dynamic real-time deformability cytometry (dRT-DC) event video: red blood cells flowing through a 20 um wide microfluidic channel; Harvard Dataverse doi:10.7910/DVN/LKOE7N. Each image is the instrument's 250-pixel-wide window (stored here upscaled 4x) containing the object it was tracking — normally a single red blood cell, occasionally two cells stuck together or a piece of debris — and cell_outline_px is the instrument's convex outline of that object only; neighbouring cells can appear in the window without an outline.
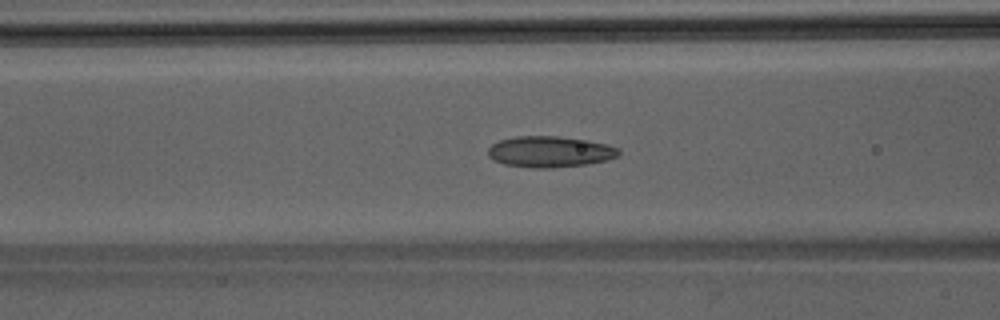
{"species": "Egyptian fruit bat (a non-hibernating species)", "species_latin": "Rousettus aegyptiacus", "temperature_condition": "room temperature", "stored_images_in_passage": 35, "camera_frame_rate_fps": 3000, "um_per_image_px": 0.085, "animal": {"sex": "male"}, "frame": {"image": 1, "passage_image": 7, "time_ms": 2.0, "image_size_px": [1000, 320], "cell_outline_px": [[620, 152], [616, 156], [608, 160], [588, 164], [552, 168], [532, 168], [504, 164], [488, 156], [488, 148], [492, 144], [500, 140], [516, 136], [556, 136], [588, 140], [608, 144], [620, 148]], "centroid_in_image_um": [46.76, 12.89], "position_along_channel_um": 119.8, "area_um2": 23.76}}
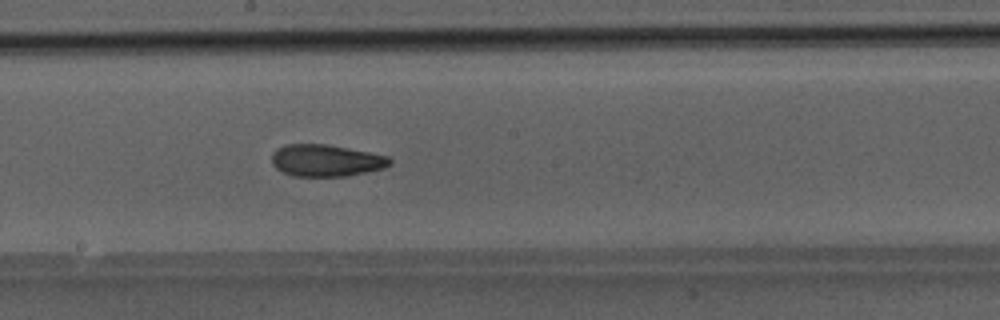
{"frame": {"image": 2, "passage_image": 14, "time_ms": 4.333, "image_size_px": [1000, 320], "cell_outline_px": [[392, 164], [384, 168], [348, 176], [292, 176], [276, 168], [272, 164], [272, 152], [276, 148], [284, 144], [324, 144], [348, 148], [388, 156], [392, 160]], "centroid_in_image_um": [27.7, 13.64], "position_along_channel_um": 220.5, "area_um2": 22.02}}
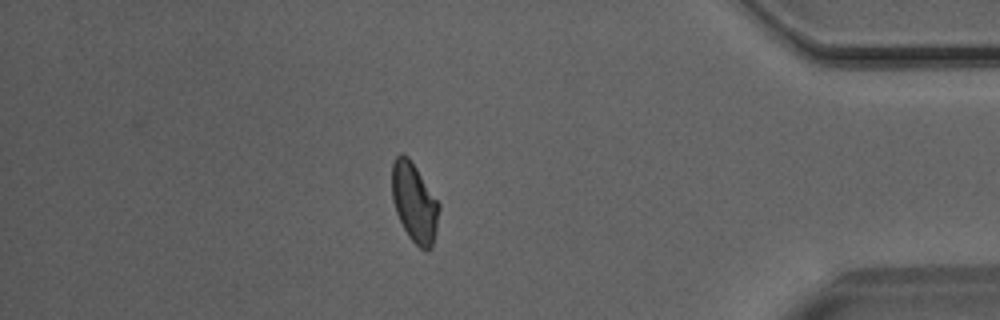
{"frame": {"image": 3, "passage_image": 29, "time_ms": 9.333, "image_size_px": [1000, 320], "cell_outline_px": [[440, 208], [432, 248], [428, 252], [420, 248], [408, 236], [396, 212], [392, 200], [392, 160], [400, 152], [408, 156], [440, 204]], "centroid_in_image_um": [35.21, 17.21], "position_along_channel_um": 400.0, "area_um2": 21.68}}